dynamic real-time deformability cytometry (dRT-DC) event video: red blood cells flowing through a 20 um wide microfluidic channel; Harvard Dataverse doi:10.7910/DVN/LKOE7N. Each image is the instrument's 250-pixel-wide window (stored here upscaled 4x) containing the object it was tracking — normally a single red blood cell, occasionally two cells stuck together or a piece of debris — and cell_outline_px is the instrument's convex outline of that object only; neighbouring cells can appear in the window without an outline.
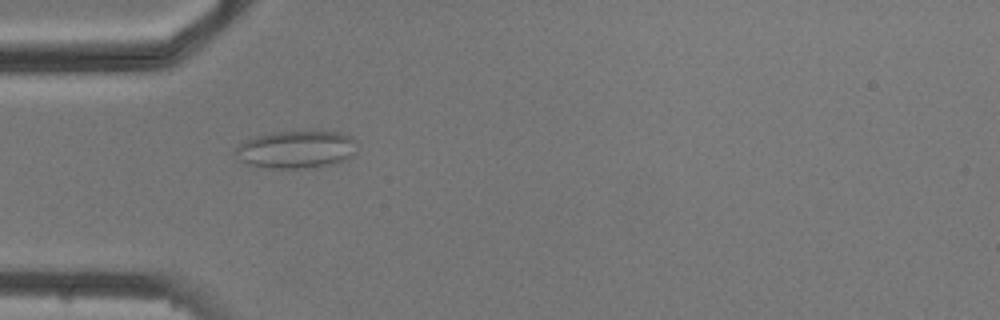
{"species": "common noctule bat (a hibernating species)", "species_latin": "Nyctalus noctula", "temperature_condition": "cold", "stored_images_in_passage": 4, "camera_frame_rate_fps": 3000, "um_per_image_px": 0.085, "animal": {"sex": "male", "body_mass_g": 20.5, "forearm_length_mm": 52.5}, "frame": {"image": 1, "passage_image": 3, "time_ms": 3.333, "image_size_px": [1000, 320], "cell_outline_px": [[356, 152], [352, 156], [336, 164], [316, 168], [268, 168], [248, 164], [240, 160], [236, 156], [236, 148], [244, 140], [256, 136], [276, 132], [316, 128], [340, 132], [352, 136], [356, 140]], "centroid_in_image_um": [25.27, 12.67], "position_along_channel_um": 59.7, "area_um2": 27.74}}
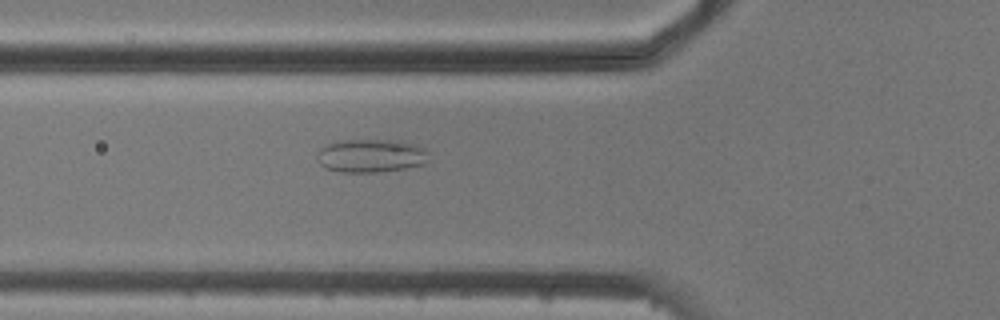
{"frame": {"image": 2, "passage_image": 4, "time_ms": 4.333, "image_size_px": [1000, 320], "cell_outline_px": [[428, 160], [424, 164], [404, 168], [376, 172], [340, 172], [324, 168], [316, 160], [316, 156], [320, 148], [332, 140], [400, 140], [424, 148], [428, 152]], "centroid_in_image_um": [31.47, 13.23], "position_along_channel_um": 94.3, "area_um2": 21.96}}